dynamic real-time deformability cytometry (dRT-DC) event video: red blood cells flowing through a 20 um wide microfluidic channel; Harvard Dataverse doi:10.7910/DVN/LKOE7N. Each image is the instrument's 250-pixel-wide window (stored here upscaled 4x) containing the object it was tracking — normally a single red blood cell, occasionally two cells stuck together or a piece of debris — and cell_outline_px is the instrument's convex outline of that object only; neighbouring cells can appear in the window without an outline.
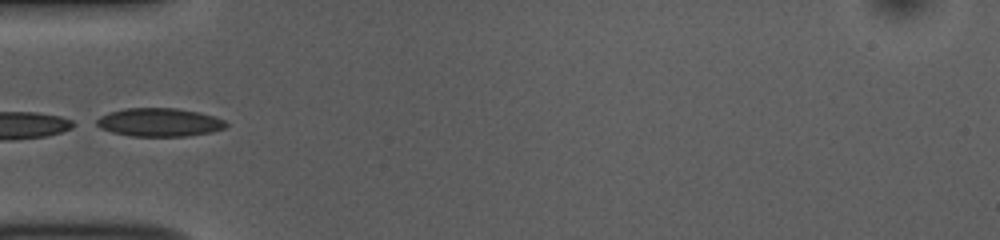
{"species": "common noctule bat (a hibernating species)", "species_latin": "Nyctalus noctula", "temperature_condition": "room temperature", "stored_images_in_passage": 24, "camera_frame_rate_fps": 3000, "um_per_image_px": 0.085, "animal": {"sex": "female", "body_mass_g": 10.0, "forearm_length_mm": 53.1}, "frame": {"image": 1, "passage_image": 1, "time_ms": 0.0, "image_size_px": [1000, 240], "cell_outline_px": [[228, 128], [212, 132], [188, 136], [132, 136], [112, 132], [100, 128], [92, 124], [100, 116], [108, 112], [124, 108], [176, 108], [200, 112], [224, 120], [228, 124]], "centroid_in_image_um": [13.53, 10.39], "position_along_channel_um": 71.5, "area_um2": 21.68}}